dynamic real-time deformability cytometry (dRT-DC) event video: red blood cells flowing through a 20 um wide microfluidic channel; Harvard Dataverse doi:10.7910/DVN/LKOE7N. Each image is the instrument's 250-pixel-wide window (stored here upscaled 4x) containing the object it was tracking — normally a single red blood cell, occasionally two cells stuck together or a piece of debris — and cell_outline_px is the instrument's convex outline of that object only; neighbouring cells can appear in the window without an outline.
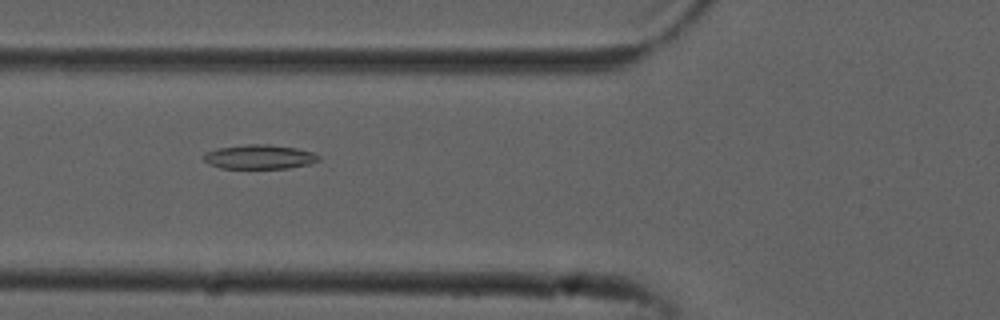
{"species": "common noctule bat (a hibernating species)", "species_latin": "Nyctalus noctula", "temperature_condition": "cold", "stored_images_in_passage": 37, "camera_frame_rate_fps": 3000, "um_per_image_px": 0.085, "animal": {"sex": "male", "forearm_length_mm": 52.5}, "frame": {"image": 1, "passage_image": 3, "time_ms": 0.667, "image_size_px": [1000, 320], "cell_outline_px": [[320, 160], [308, 164], [288, 168], [220, 168], [208, 164], [204, 160], [204, 152], [216, 148], [248, 144], [268, 144], [296, 148], [312, 152], [320, 156]], "centroid_in_image_um": [22.02, 13.33], "position_along_channel_um": 103.8, "area_um2": 16.3}}
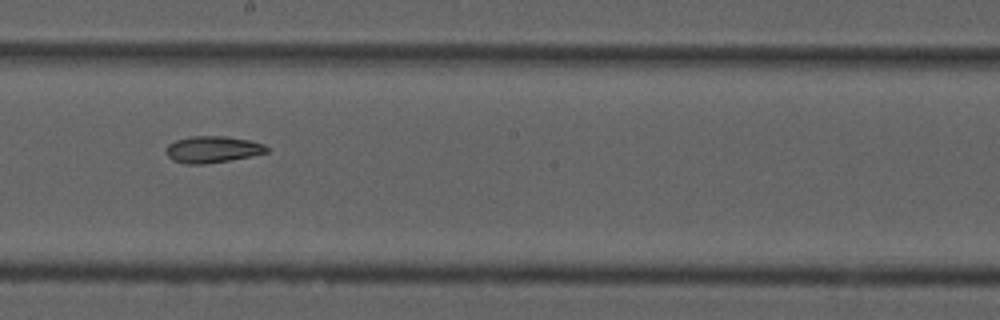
{"frame": {"image": 2, "passage_image": 13, "time_ms": 4.0, "image_size_px": [1000, 320], "cell_outline_px": [[268, 152], [252, 156], [204, 164], [184, 164], [172, 160], [168, 156], [168, 144], [176, 140], [192, 136], [224, 136], [248, 140], [264, 144], [268, 148]], "centroid_in_image_um": [18.08, 12.7], "position_along_channel_um": 230.1, "area_um2": 15.43}}
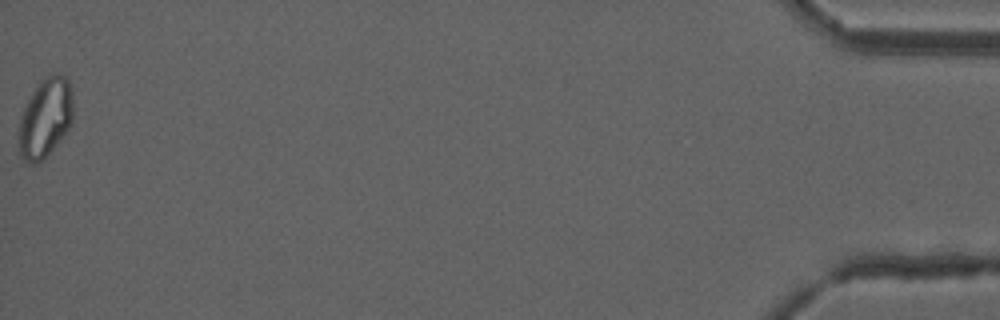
{"frame": {"image": 3, "passage_image": 37, "time_ms": 12.0, "image_size_px": [1000, 320], "cell_outline_px": [[72, 120], [68, 128], [56, 144], [36, 164], [32, 164], [24, 160], [20, 156], [20, 120], [24, 108], [28, 100], [40, 80], [56, 72], [68, 76], [72, 88]], "centroid_in_image_um": [3.88, 9.95], "position_along_channel_um": 431.3, "area_um2": 24.62}}